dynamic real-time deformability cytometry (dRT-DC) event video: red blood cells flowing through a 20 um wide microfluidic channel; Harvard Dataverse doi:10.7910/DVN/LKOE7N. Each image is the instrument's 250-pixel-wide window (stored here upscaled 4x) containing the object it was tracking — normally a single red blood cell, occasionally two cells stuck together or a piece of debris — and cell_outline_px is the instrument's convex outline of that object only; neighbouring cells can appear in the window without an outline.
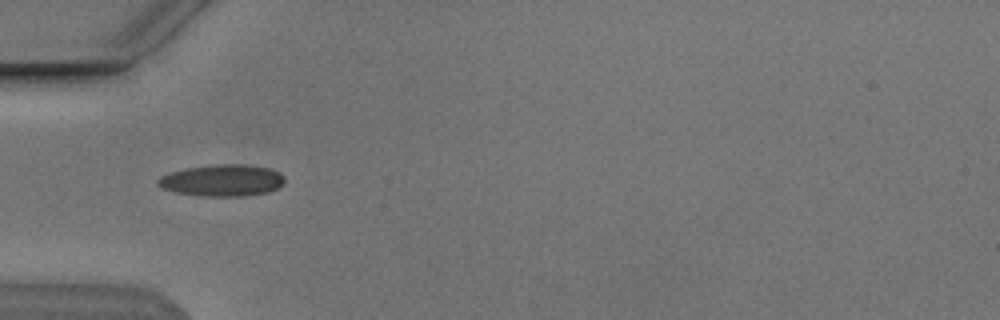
{"species": "Egyptian fruit bat (a non-hibernating species)", "species_latin": "Rousettus aegyptiacus", "temperature_condition": "cold", "stored_images_in_passage": 20, "camera_frame_rate_fps": 3000, "um_per_image_px": 0.085, "animal": {"sex": "male"}, "frame": {"image": 1, "passage_image": 1, "time_ms": 0.0, "image_size_px": [1000, 320], "cell_outline_px": [[284, 184], [268, 192], [244, 196], [200, 196], [176, 192], [160, 188], [156, 184], [156, 180], [160, 176], [172, 172], [188, 168], [212, 164], [244, 164], [268, 168], [280, 172], [284, 176]], "centroid_in_image_um": [18.88, 15.33], "position_along_channel_um": 66.1, "area_um2": 23.52}}
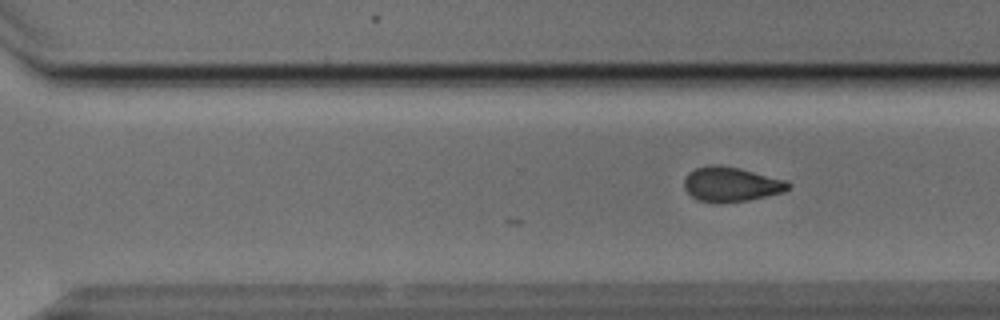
{"frame": {"image": 2, "passage_image": 20, "time_ms": 6.333, "image_size_px": [1000, 320], "cell_outline_px": [[792, 184], [784, 192], [748, 200], [720, 204], [716, 204], [696, 200], [684, 188], [684, 180], [688, 172], [696, 168], [708, 164], [720, 164], [740, 168], [784, 180]], "centroid_in_image_um": [62.1, 15.67], "position_along_channel_um": 308.5, "area_um2": 21.27}}